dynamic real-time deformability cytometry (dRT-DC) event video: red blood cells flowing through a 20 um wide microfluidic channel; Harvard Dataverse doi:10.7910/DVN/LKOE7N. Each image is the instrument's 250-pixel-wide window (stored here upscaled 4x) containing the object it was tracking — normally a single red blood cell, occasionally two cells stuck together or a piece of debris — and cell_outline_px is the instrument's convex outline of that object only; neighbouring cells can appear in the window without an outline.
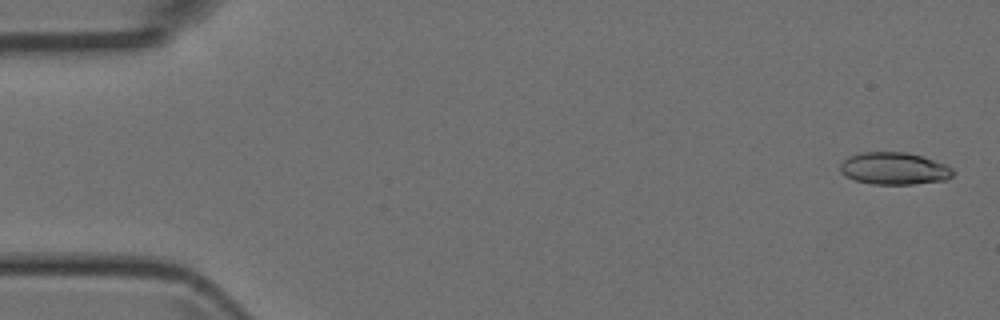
{"species": "Egyptian fruit bat (a non-hibernating species)", "species_latin": "Rousettus aegyptiacus", "temperature_condition": "room temperature", "stored_images_in_passage": 50, "segment_of_instrument_passage": [1, 2], "camera_frame_rate_fps": 3000, "um_per_image_px": 0.085, "animal": {"sex": "female"}, "frame": {"image": 1, "passage_image": 2, "time_ms": 0.333, "image_size_px": [1000, 320], "cell_outline_px": [[956, 172], [948, 180], [912, 184], [872, 184], [856, 180], [844, 176], [840, 172], [840, 164], [848, 156], [860, 152], [908, 152], [944, 164], [952, 168]], "centroid_in_image_um": [75.99, 14.32], "position_along_channel_um": 9.0, "area_um2": 21.27}}
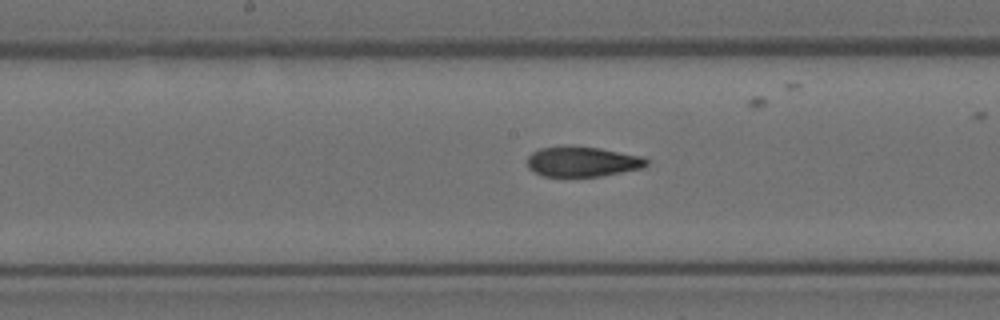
{"frame": {"image": 2, "passage_image": 25, "time_ms": 8.0, "image_size_px": [1000, 320], "cell_outline_px": [[648, 164], [640, 168], [600, 176], [540, 176], [528, 168], [528, 156], [532, 152], [540, 148], [600, 148], [640, 156], [648, 160]], "centroid_in_image_um": [49.48, 13.77], "position_along_channel_um": 198.7, "area_um2": 20.17}}
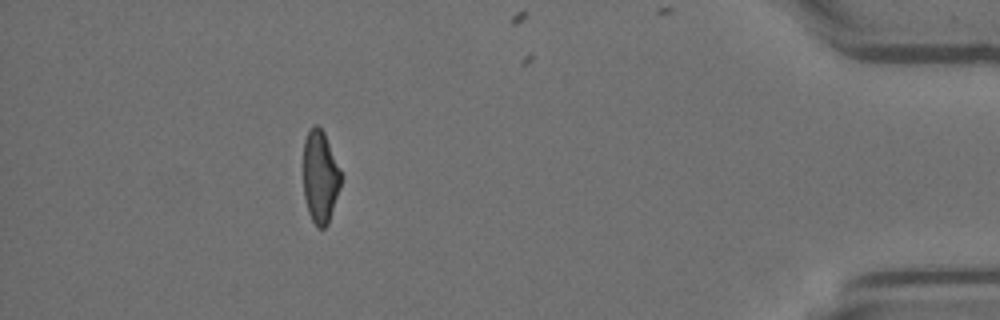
{"frame": {"image": 3, "passage_image": 44, "time_ms": 14.333, "image_size_px": [1000, 320], "cell_outline_px": [[340, 188], [328, 224], [324, 228], [316, 228], [308, 212], [304, 196], [304, 140], [312, 124], [316, 124], [324, 132], [340, 168]], "centroid_in_image_um": [27.21, 15.04], "position_along_channel_um": 408.0, "area_um2": 20.23}}